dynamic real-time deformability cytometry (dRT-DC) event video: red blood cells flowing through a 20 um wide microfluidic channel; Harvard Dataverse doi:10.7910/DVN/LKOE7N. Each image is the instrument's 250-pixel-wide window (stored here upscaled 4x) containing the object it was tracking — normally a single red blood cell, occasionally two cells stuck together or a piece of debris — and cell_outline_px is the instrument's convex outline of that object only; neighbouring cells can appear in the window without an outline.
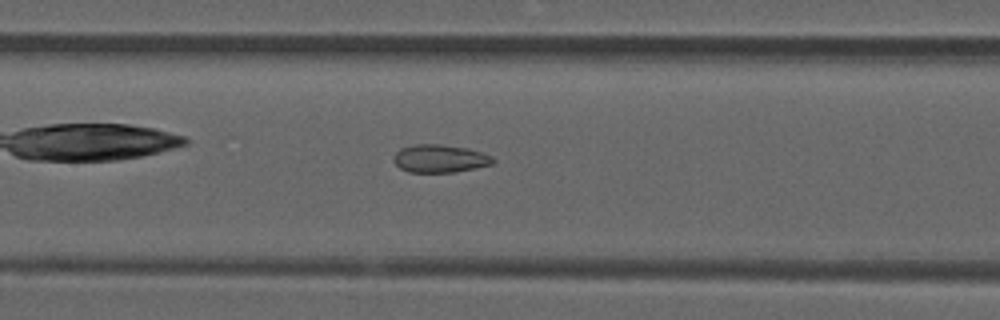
{"species": "common noctule bat (a hibernating species)", "species_latin": "Nyctalus noctula", "temperature_condition": "room temperature", "stored_images_in_passage": 35, "camera_frame_rate_fps": 3000, "um_per_image_px": 0.085, "animal": {"sex": "male", "forearm_length_mm": 52.5}, "frame": {"image": 1, "passage_image": 8, "time_ms": 2.333, "image_size_px": [1000, 320], "cell_outline_px": [[496, 160], [492, 164], [476, 168], [452, 172], [408, 172], [400, 168], [392, 160], [396, 152], [400, 148], [416, 144], [440, 144], [468, 148], [492, 156]], "centroid_in_image_um": [37.38, 13.47], "position_along_channel_um": 170.0, "area_um2": 16.18}}
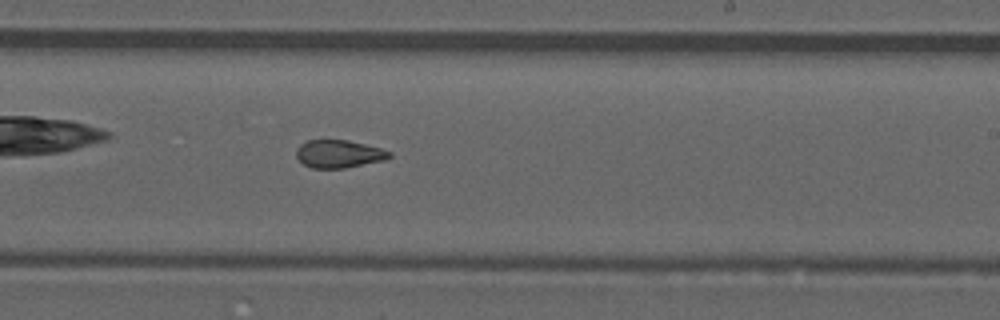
{"frame": {"image": 2, "passage_image": 15, "time_ms": 4.667, "image_size_px": [1000, 320], "cell_outline_px": [[392, 156], [384, 160], [344, 168], [312, 168], [304, 164], [296, 156], [296, 148], [300, 144], [308, 140], [348, 140], [380, 148], [392, 152]], "centroid_in_image_um": [28.79, 13.08], "position_along_channel_um": 260.2, "area_um2": 15.03}}
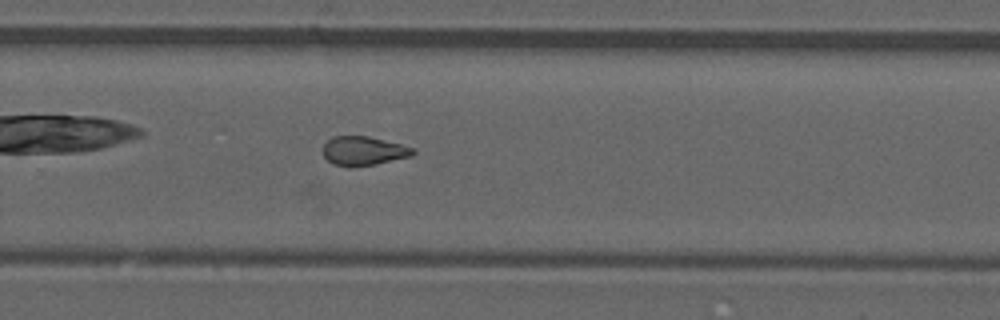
{"frame": {"image": 3, "passage_image": 18, "time_ms": 5.667, "image_size_px": [1000, 320], "cell_outline_px": [[416, 152], [412, 156], [376, 164], [332, 164], [324, 156], [324, 144], [332, 136], [368, 136], [416, 148]], "centroid_in_image_um": [30.95, 12.79], "position_along_channel_um": 298.8, "area_um2": 14.74}}